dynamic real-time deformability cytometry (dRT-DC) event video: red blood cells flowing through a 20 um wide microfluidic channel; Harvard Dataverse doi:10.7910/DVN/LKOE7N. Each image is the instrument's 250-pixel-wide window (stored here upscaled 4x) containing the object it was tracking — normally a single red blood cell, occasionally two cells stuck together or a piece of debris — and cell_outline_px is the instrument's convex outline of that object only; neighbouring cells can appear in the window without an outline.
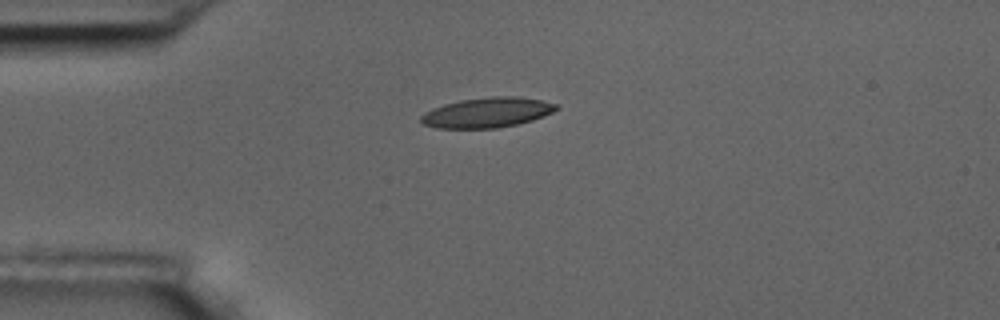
{"species": "common noctule bat (a hibernating species)", "species_latin": "Nyctalus noctula", "temperature_condition": "room temperature", "stored_images_in_passage": 10, "camera_frame_rate_fps": 3000, "um_per_image_px": 0.085, "animal": {"sex": "male", "body_mass_g": 17.5, "forearm_length_mm": 52.3}, "frame": {"image": 1, "passage_image": 1, "time_ms": 0.0, "image_size_px": [1000, 320], "cell_outline_px": [[560, 108], [544, 116], [532, 120], [516, 124], [496, 128], [436, 128], [424, 124], [420, 120], [420, 116], [424, 112], [432, 108], [444, 104], [460, 100], [492, 96], [516, 96], [540, 100], [556, 104]], "centroid_in_image_um": [41.39, 9.56], "position_along_channel_um": 43.6, "area_um2": 23.64}}
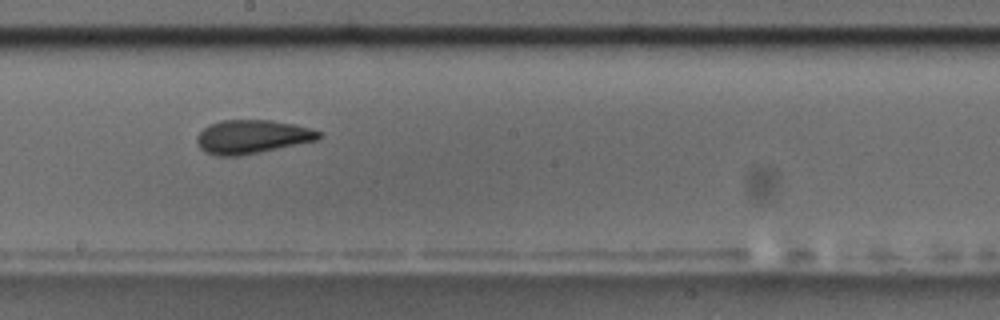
{"frame": {"image": 2, "passage_image": 6, "time_ms": 5.667, "image_size_px": [1000, 320], "cell_outline_px": [[324, 132], [320, 140], [240, 156], [216, 156], [200, 148], [196, 140], [196, 136], [208, 124], [220, 120], [272, 120], [292, 124]], "centroid_in_image_um": [21.45, 11.62], "position_along_channel_um": 226.8, "area_um2": 24.1}}
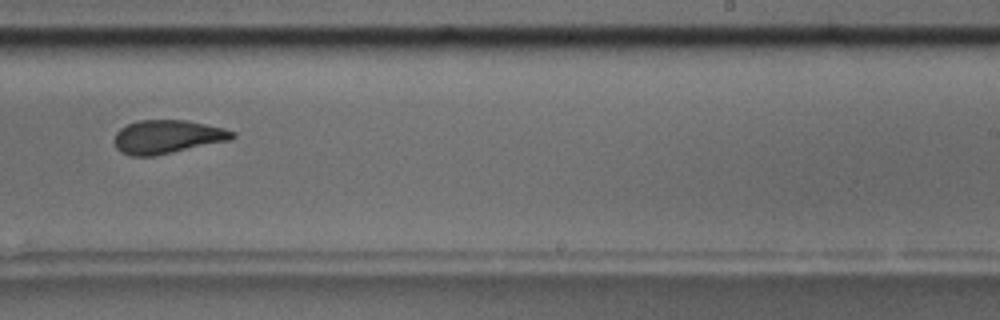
{"frame": {"image": 3, "passage_image": 7, "time_ms": 7.0, "image_size_px": [1000, 320], "cell_outline_px": [[236, 136], [232, 140], [152, 156], [132, 156], [120, 152], [116, 148], [112, 140], [116, 132], [120, 128], [128, 124], [140, 120], [188, 120], [224, 128], [236, 132]], "centroid_in_image_um": [14.22, 11.62], "position_along_channel_um": 274.8, "area_um2": 23.24}, "authors_computed_cell_mechanics": {"area_um2": 23.698, "velocity_mm_per_s": 3.6036, "shape_relaxation_time_tau1_ms": null, "shape_relaxation_time_tau2_ms": 1.9462, "deformation_change_tau1": null, "deformation_change_tau2": 0.0822}}